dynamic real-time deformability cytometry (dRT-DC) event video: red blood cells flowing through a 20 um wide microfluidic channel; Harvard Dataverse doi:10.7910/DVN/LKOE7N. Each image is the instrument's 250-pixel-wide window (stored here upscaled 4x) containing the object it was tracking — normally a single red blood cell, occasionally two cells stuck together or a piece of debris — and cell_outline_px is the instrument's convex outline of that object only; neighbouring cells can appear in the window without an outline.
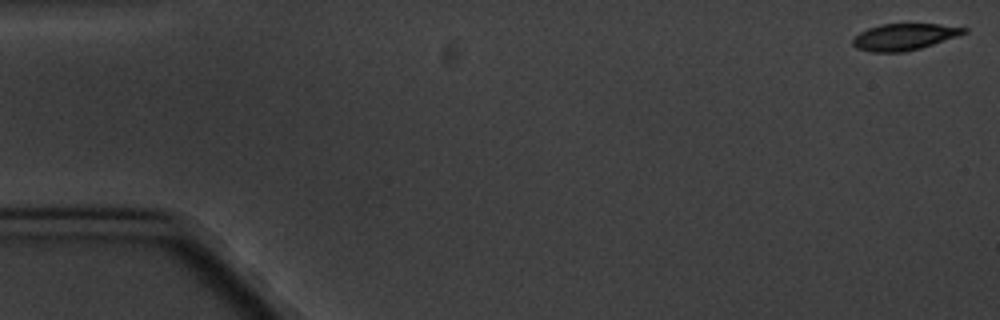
{"species": "common noctule bat (a hibernating species)", "species_latin": "Nyctalus noctula", "temperature_condition": "cold", "stored_images_in_passage": 8, "camera_frame_rate_fps": 3000, "um_per_image_px": 0.085, "animal": {"sex": "male", "body_mass_g": 20.1, "forearm_length_mm": 53.5}, "frame": {"image": 1, "passage_image": 1, "time_ms": 0.0, "image_size_px": [1000, 320], "cell_outline_px": [[968, 32], [920, 48], [904, 52], [872, 52], [856, 48], [852, 44], [852, 40], [860, 32], [868, 28], [880, 24], [940, 24], [968, 28]], "centroid_in_image_um": [76.84, 3.13], "position_along_channel_um": 8.2, "area_um2": 17.05}}
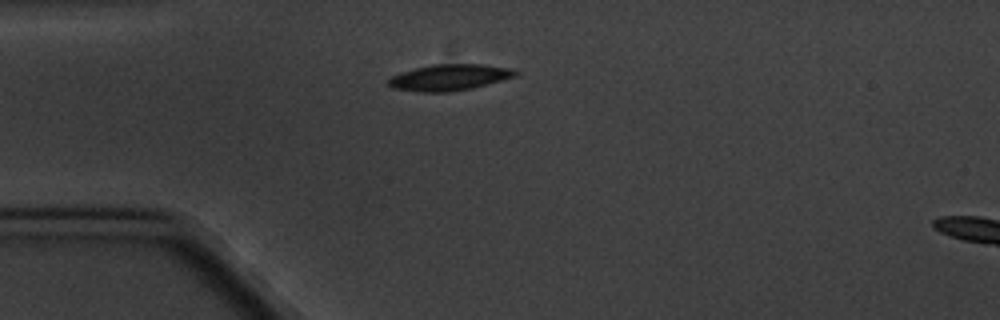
{"frame": {"image": 2, "passage_image": 5, "time_ms": 4.667, "image_size_px": [1000, 320], "cell_outline_px": [[520, 72], [516, 76], [472, 88], [448, 92], [420, 92], [392, 88], [388, 84], [388, 80], [392, 76], [400, 72], [432, 64], [484, 64], [516, 68]], "centroid_in_image_um": [38.24, 6.57], "position_along_channel_um": 46.8, "area_um2": 19.54}}